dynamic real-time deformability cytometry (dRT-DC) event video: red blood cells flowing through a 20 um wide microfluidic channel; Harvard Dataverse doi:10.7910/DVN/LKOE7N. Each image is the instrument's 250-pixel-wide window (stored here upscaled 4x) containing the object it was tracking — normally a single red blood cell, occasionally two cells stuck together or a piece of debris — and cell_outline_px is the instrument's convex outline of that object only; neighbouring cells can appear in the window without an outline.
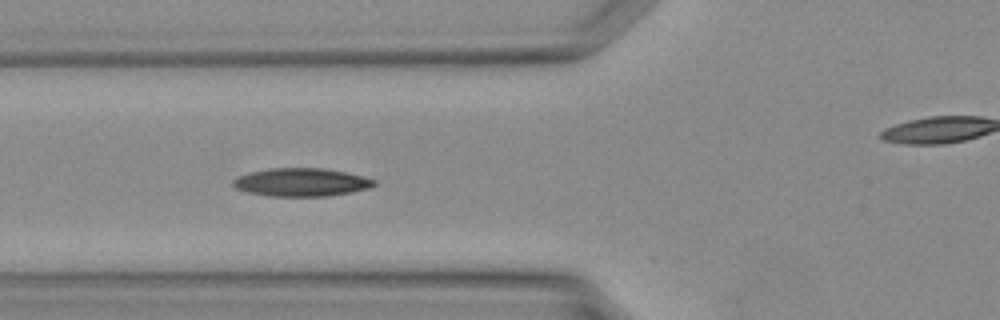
{"species": "Egyptian fruit bat (a non-hibernating species)", "species_latin": "Rousettus aegyptiacus", "temperature_condition": "warm", "stored_images_in_passage": 16, "camera_frame_rate_fps": 3000, "um_per_image_px": 0.085, "animal": {"sex": "female"}, "frame": {"image": 1, "passage_image": 5, "time_ms": 1.333, "image_size_px": [1000, 320], "cell_outline_px": [[376, 184], [368, 188], [348, 192], [324, 196], [268, 196], [248, 192], [236, 188], [232, 184], [232, 180], [236, 176], [248, 172], [268, 168], [324, 168], [348, 172], [376, 180]], "centroid_in_image_um": [25.56, 15.47], "position_along_channel_um": 100.2, "area_um2": 23.18}}
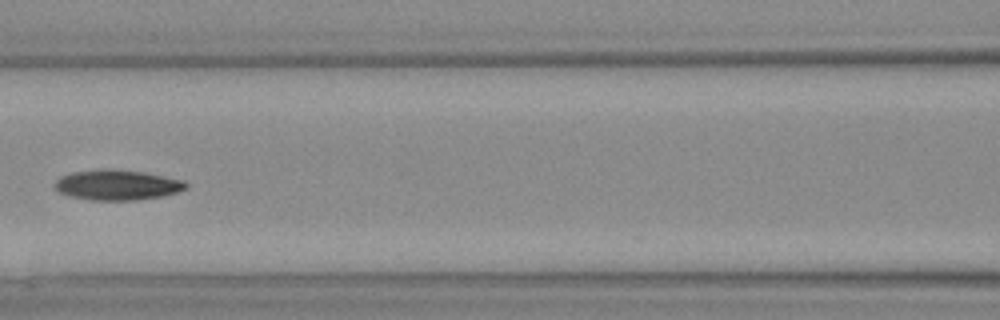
{"frame": {"image": 2, "passage_image": 8, "time_ms": 2.333, "image_size_px": [1000, 320], "cell_outline_px": [[188, 188], [176, 192], [160, 196], [136, 200], [92, 200], [68, 196], [60, 192], [52, 184], [60, 176], [72, 172], [104, 168], [108, 168], [144, 172], [184, 180], [188, 184]], "centroid_in_image_um": [9.94, 15.71], "position_along_channel_um": 156.7, "area_um2": 23.24}}